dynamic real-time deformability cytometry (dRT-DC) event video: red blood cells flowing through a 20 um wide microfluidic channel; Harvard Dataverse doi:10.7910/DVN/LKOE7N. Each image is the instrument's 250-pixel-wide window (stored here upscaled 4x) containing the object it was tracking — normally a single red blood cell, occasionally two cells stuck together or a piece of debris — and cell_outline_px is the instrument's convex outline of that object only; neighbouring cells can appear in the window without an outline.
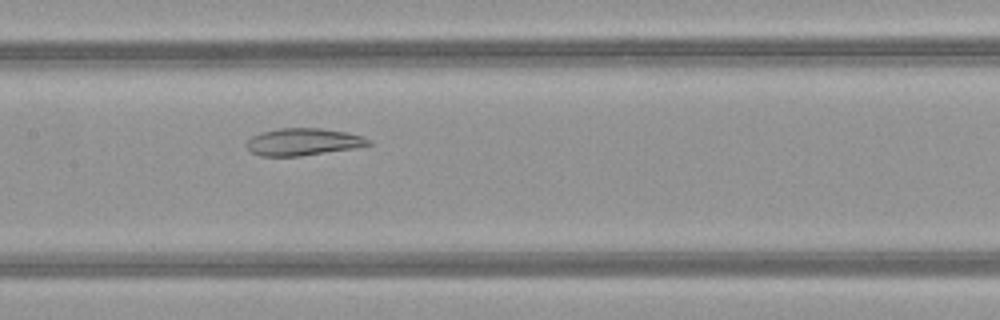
{"species": "common noctule bat (a hibernating species)", "species_latin": "Nyctalus noctula", "temperature_condition": "warm", "stored_images_in_passage": 41, "camera_frame_rate_fps": 3000, "um_per_image_px": 0.085, "animal": {"sex": "female", "body_mass_g": 21.9}, "frame": {"image": 1, "passage_image": 15, "time_ms": 4.667, "image_size_px": [1000, 320], "cell_outline_px": [[372, 144], [352, 148], [300, 156], [260, 156], [252, 152], [248, 148], [248, 140], [252, 136], [260, 132], [280, 128], [320, 128], [348, 132], [372, 140]], "centroid_in_image_um": [25.77, 12.05], "position_along_channel_um": 181.6, "area_um2": 19.13}}
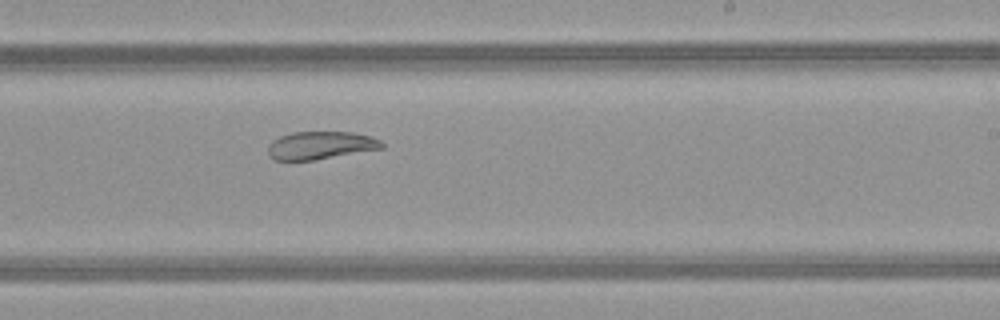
{"frame": {"image": 2, "passage_image": 21, "time_ms": 6.667, "image_size_px": [1000, 320], "cell_outline_px": [[384, 148], [312, 160], [272, 160], [268, 156], [268, 144], [272, 140], [280, 136], [292, 132], [352, 132], [372, 136], [380, 140], [384, 144]], "centroid_in_image_um": [27.22, 12.35], "position_along_channel_um": 261.8, "area_um2": 18.55}}
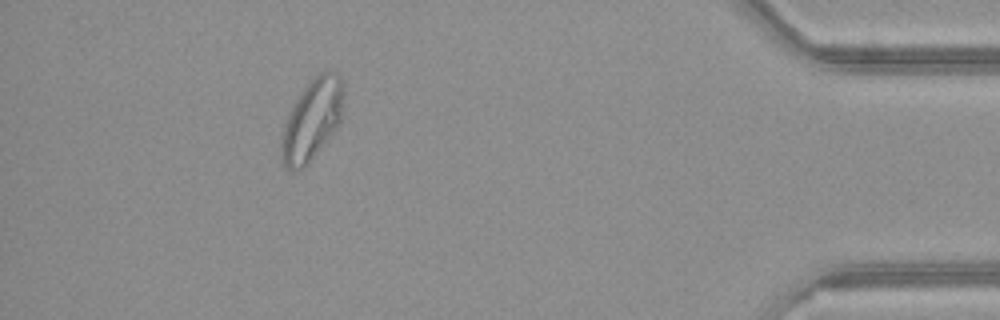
{"frame": {"image": 3, "passage_image": 36, "time_ms": 11.667, "image_size_px": [1000, 320], "cell_outline_px": [[344, 88], [340, 120], [336, 128], [308, 164], [296, 172], [292, 172], [280, 160], [280, 144], [284, 124], [296, 100], [312, 76], [320, 72], [336, 72], [340, 76], [344, 84]], "centroid_in_image_um": [26.5, 10.19], "position_along_channel_um": 408.7, "area_um2": 29.25}, "authors_computed_cell_mechanics": {"area_um2": 23.8136, "velocity_mm_per_s": 4.0174, "shape_relaxation_time_tau1_ms": null, "shape_relaxation_time_tau2_ms": 2.448, "deformation_change_tau1": null, "deformation_change_tau2": 0.0659}}